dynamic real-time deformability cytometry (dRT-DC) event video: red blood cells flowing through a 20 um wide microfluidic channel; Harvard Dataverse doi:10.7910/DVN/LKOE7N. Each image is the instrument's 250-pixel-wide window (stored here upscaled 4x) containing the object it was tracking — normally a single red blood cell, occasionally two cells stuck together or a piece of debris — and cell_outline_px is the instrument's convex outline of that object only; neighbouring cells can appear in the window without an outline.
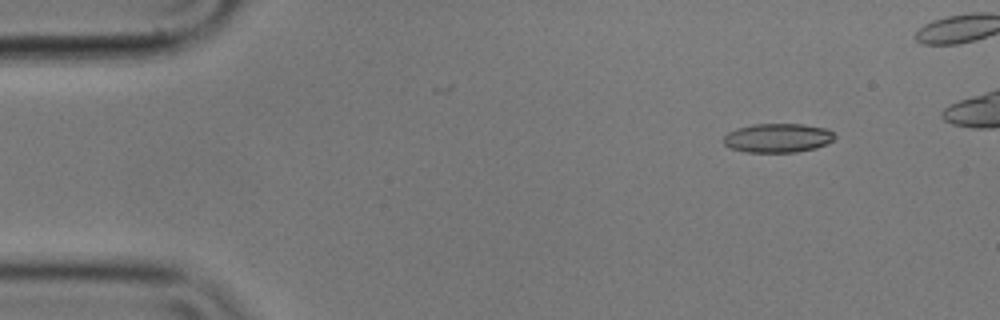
{"species": "common noctule bat (a hibernating species)", "species_latin": "Nyctalus noctula", "temperature_condition": "cold", "stored_images_in_passage": 5, "camera_frame_rate_fps": 3000, "um_per_image_px": 0.085, "animal": {"sex": "male", "body_mass_g": 17.9}, "frame": {"image": 1, "passage_image": 2, "time_ms": 0.333, "image_size_px": [1000, 320], "cell_outline_px": [[836, 136], [832, 140], [816, 148], [796, 152], [744, 152], [732, 148], [724, 144], [724, 136], [728, 132], [736, 128], [752, 124], [804, 124], [828, 128]], "centroid_in_image_um": [66.1, 11.72], "position_along_channel_um": 18.9, "area_um2": 18.84}}